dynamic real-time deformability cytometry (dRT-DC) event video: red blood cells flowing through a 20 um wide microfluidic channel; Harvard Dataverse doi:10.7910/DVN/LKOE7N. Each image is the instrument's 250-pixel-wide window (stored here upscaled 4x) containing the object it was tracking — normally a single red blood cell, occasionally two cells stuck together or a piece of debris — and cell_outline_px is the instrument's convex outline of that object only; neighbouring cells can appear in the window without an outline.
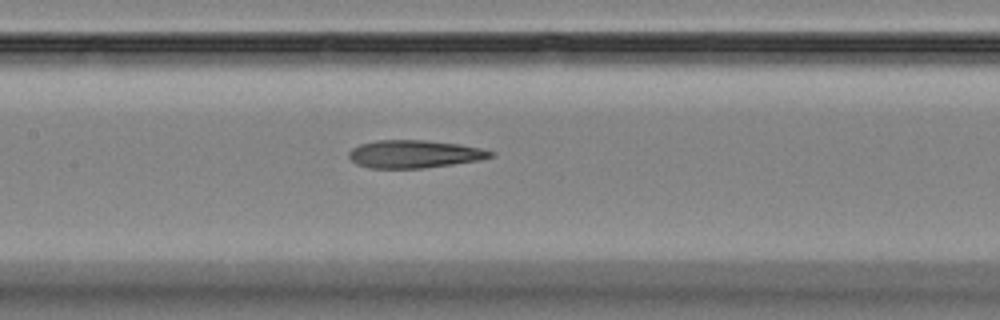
{"species": "Egyptian fruit bat (a non-hibernating species)", "species_latin": "Rousettus aegyptiacus", "temperature_condition": "room temperature", "stored_images_in_passage": 8, "segment_of_instrument_passage": [2, 2], "camera_frame_rate_fps": 3000, "um_per_image_px": 0.085, "animal": {"sex": "female"}, "frame": {"image": 1, "passage_image": 8, "time_ms": 9.0, "image_size_px": [1000, 320], "cell_outline_px": [[496, 156], [480, 160], [424, 168], [368, 168], [356, 164], [348, 156], [348, 152], [352, 148], [360, 144], [376, 140], [424, 140], [460, 144], [480, 148], [496, 152]], "centroid_in_image_um": [35.23, 13.09], "position_along_channel_um": 172.2, "area_um2": 23.12}}